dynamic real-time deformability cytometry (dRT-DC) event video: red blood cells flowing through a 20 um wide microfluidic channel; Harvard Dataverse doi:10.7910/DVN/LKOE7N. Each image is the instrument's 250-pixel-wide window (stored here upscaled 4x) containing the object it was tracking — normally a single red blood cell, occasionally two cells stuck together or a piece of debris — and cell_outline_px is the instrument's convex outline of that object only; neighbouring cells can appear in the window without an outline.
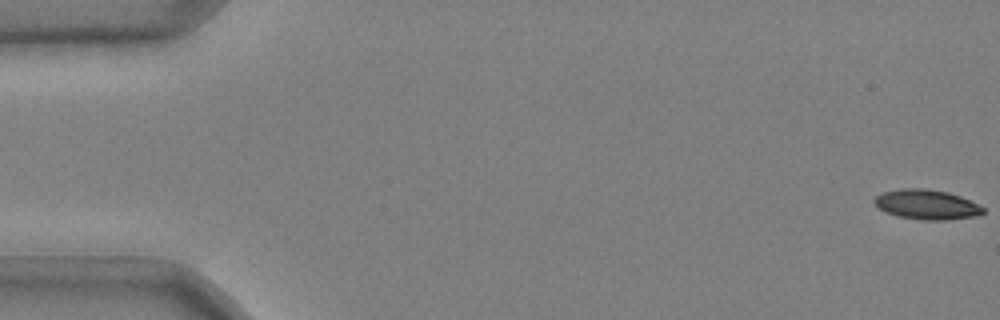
{"species": "common noctule bat (a hibernating species)", "species_latin": "Nyctalus noctula", "temperature_condition": "cold", "stored_images_in_passage": 53, "camera_frame_rate_fps": 3000, "um_per_image_px": 0.085, "animal": {"sex": "male", "body_mass_g": 20.4}, "frame": {"image": 1, "passage_image": 1, "time_ms": 0.0, "image_size_px": [1000, 320], "cell_outline_px": [[984, 212], [980, 216], [948, 220], [920, 220], [896, 216], [884, 212], [872, 200], [876, 196], [884, 192], [900, 188], [924, 188], [948, 192], [960, 196], [984, 208]], "centroid_in_image_um": [78.76, 17.4], "position_along_channel_um": 6.2, "area_um2": 19.02}}
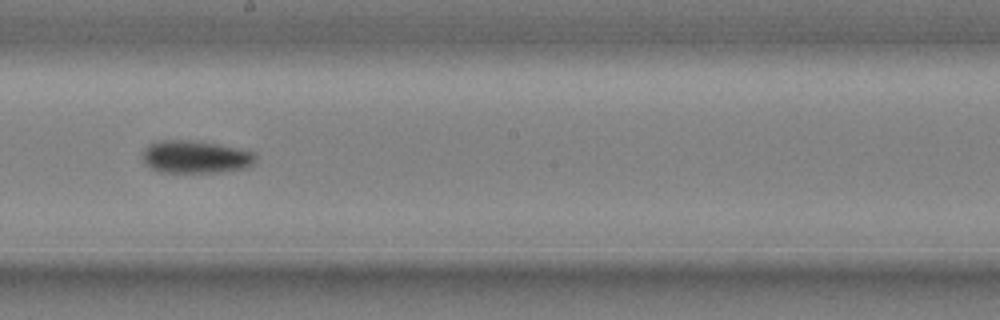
{"frame": {"image": 2, "passage_image": 31, "time_ms": 10.0, "image_size_px": [1000, 320], "cell_outline_px": [[256, 160], [248, 168], [216, 172], [160, 172], [144, 164], [144, 148], [148, 144], [160, 140], [188, 140], [216, 144], [240, 148], [256, 152]], "centroid_in_image_um": [16.65, 13.33], "position_along_channel_um": 231.6, "area_um2": 21.56}}
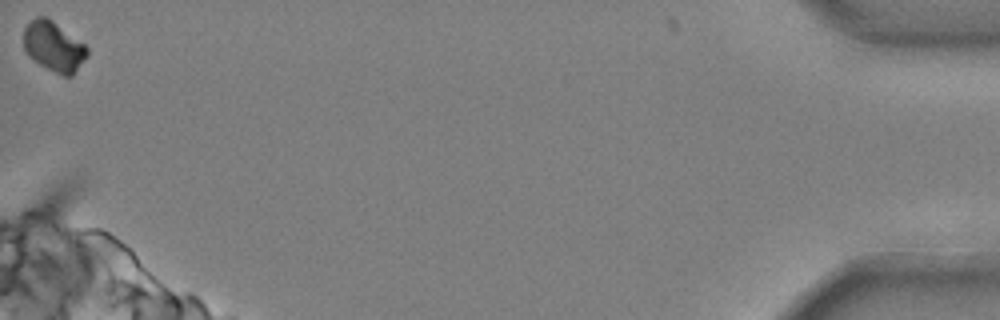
{"frame": {"image": 3, "passage_image": 53, "time_ms": 17.333, "image_size_px": [1000, 320], "cell_outline_px": [[88, 56], [72, 76], [64, 76], [40, 64], [28, 56], [24, 48], [24, 28], [36, 16], [44, 16], [52, 20], [84, 44], [88, 48]], "centroid_in_image_um": [4.57, 3.95], "position_along_channel_um": 430.6, "area_um2": 18.26}, "authors_computed_cell_mechanics": {"area_um2": 20.4034, "velocity_mm_per_s": 3.6889, "shape_relaxation_time_tau1_ms": 5.0785, "shape_relaxation_time_tau2_ms": 11.2584, "deformation_change_tau1": 0.1381, "deformation_change_tau2": 0.1422}}